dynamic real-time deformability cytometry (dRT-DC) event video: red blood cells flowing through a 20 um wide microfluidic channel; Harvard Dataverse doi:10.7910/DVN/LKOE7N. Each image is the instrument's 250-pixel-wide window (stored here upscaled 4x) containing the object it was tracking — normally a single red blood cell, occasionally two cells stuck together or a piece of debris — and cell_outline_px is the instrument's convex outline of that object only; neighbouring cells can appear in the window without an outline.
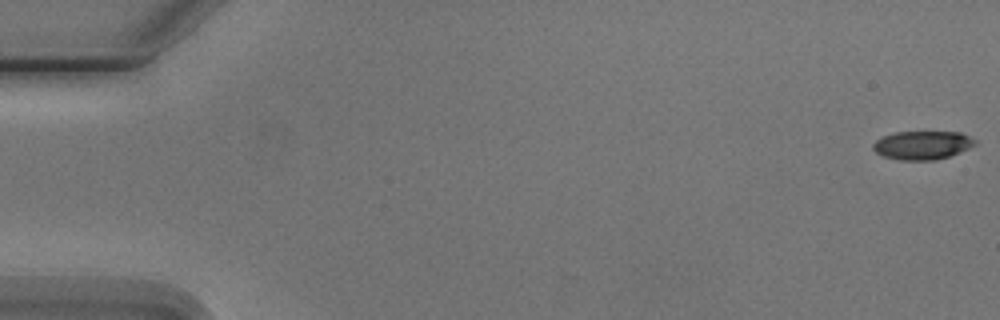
{"species": "Egyptian fruit bat (a non-hibernating species)", "species_latin": "Rousettus aegyptiacus", "temperature_condition": "cold", "stored_images_in_passage": 6, "camera_frame_rate_fps": 3000, "um_per_image_px": 0.085, "animal": {"sex": "male"}, "frame": {"image": 1, "passage_image": 1, "time_ms": 0.0, "image_size_px": [1000, 320], "cell_outline_px": [[976, 144], [968, 148], [948, 156], [936, 160], [900, 160], [884, 156], [876, 152], [872, 148], [872, 144], [876, 140], [884, 136], [896, 132], [960, 132], [976, 140]], "centroid_in_image_um": [78.38, 12.34], "position_along_channel_um": 6.6, "area_um2": 16.76}}
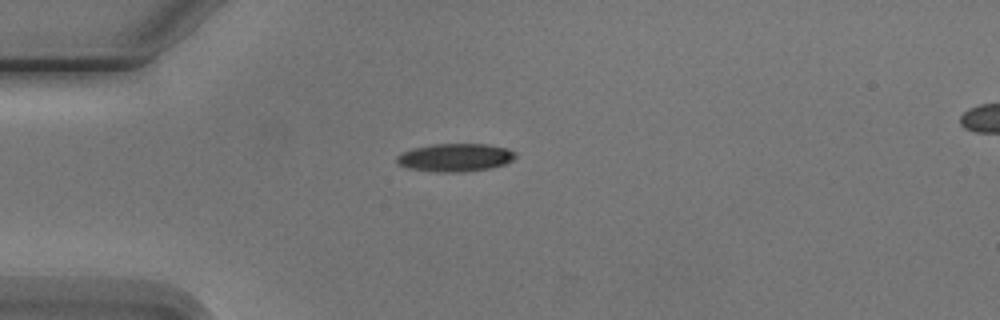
{"frame": {"image": 2, "passage_image": 5, "time_ms": 4.667, "image_size_px": [1000, 320], "cell_outline_px": [[516, 156], [512, 160], [504, 164], [492, 168], [464, 172], [436, 172], [408, 168], [396, 164], [396, 156], [400, 152], [412, 148], [432, 144], [488, 144], [504, 148], [516, 152]], "centroid_in_image_um": [38.64, 13.39], "position_along_channel_um": 46.4, "area_um2": 19.59}}